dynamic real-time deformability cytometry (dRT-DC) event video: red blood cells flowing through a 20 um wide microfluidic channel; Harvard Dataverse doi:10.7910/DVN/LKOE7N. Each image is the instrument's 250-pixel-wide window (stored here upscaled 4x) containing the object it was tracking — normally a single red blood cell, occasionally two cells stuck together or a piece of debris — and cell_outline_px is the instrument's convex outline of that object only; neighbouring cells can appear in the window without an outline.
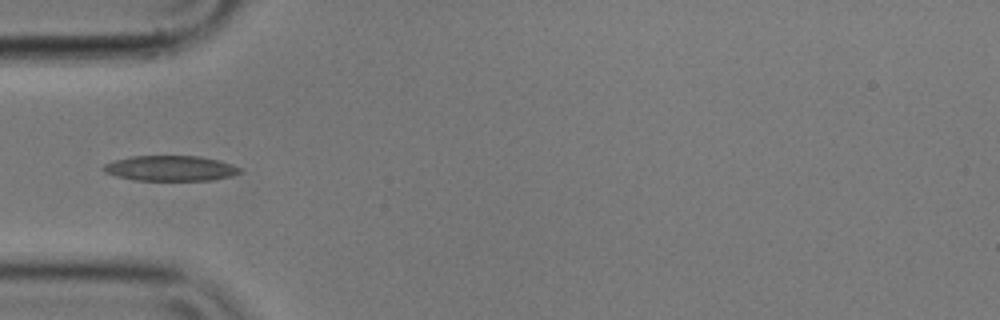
{"species": "common noctule bat (a hibernating species)", "species_latin": "Nyctalus noctula", "temperature_condition": "cold", "stored_images_in_passage": 39, "camera_frame_rate_fps": 3000, "um_per_image_px": 0.085, "animal": {"sex": "male", "body_mass_g": 17.9}, "frame": {"image": 1, "passage_image": 1, "time_ms": 0.0, "image_size_px": [1000, 320], "cell_outline_px": [[244, 172], [232, 176], [212, 180], [136, 180], [116, 176], [104, 172], [100, 168], [104, 164], [116, 160], [132, 156], [196, 156], [216, 160], [232, 164], [240, 168]], "centroid_in_image_um": [14.49, 14.31], "position_along_channel_um": 70.5, "area_um2": 20.06}}
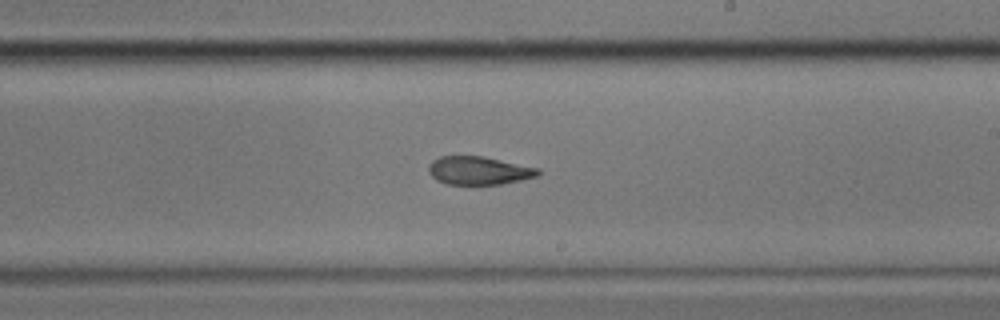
{"frame": {"image": 2, "passage_image": 16, "time_ms": 5.0, "image_size_px": [1000, 320], "cell_outline_px": [[540, 172], [536, 176], [520, 180], [500, 184], [444, 184], [436, 180], [428, 172], [428, 164], [432, 160], [440, 156], [484, 156], [540, 168]], "centroid_in_image_um": [40.66, 14.49], "position_along_channel_um": 248.3, "area_um2": 18.09}}
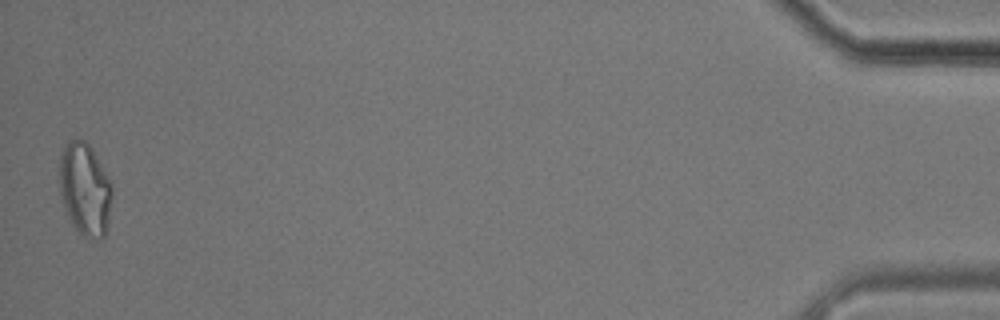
{"frame": {"image": 3, "passage_image": 39, "time_ms": 12.667, "image_size_px": [1000, 320], "cell_outline_px": [[112, 196], [108, 228], [104, 236], [100, 240], [80, 236], [72, 224], [60, 196], [60, 156], [68, 140], [84, 140], [92, 148], [112, 184]], "centroid_in_image_um": [7.24, 16.13], "position_along_channel_um": 428.0, "area_um2": 28.55}, "authors_computed_cell_mechanics": {"area_um2": 18.7272, "velocity_mm_per_s": 3.5437, "shape_relaxation_time_tau1_ms": 6.7109, "shape_relaxation_time_tau2_ms": 3.4043, "deformation_change_tau1": 0.1867, "deformation_change_tau2": 0.1145}}